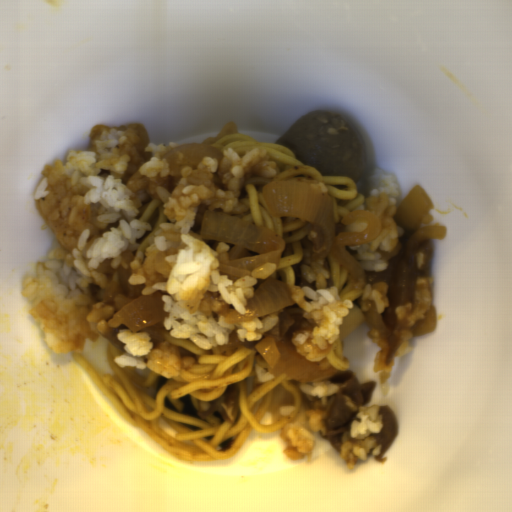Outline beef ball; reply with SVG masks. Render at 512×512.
<instances>
[{
	"instance_id": "c3f7d807",
	"label": "beef ball",
	"mask_w": 512,
	"mask_h": 512,
	"mask_svg": "<svg viewBox=\"0 0 512 512\" xmlns=\"http://www.w3.org/2000/svg\"><path fill=\"white\" fill-rule=\"evenodd\" d=\"M273 144L288 149L294 159L323 177H349L355 183L365 174L367 151L349 121L331 111L297 118Z\"/></svg>"
}]
</instances>
